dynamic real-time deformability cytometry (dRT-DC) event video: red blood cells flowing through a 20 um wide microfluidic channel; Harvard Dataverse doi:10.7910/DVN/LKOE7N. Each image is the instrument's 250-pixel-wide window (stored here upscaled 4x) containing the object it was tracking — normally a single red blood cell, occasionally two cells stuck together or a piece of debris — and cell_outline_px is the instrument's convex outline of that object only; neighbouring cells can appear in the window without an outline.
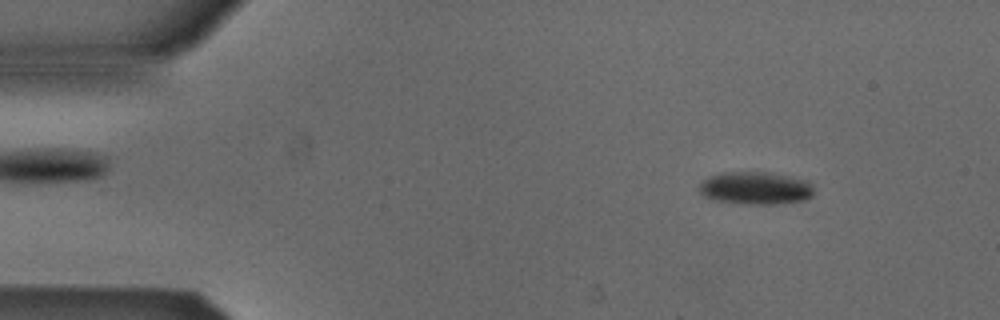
{"species": "Egyptian fruit bat (a non-hibernating species)", "species_latin": "Rousettus aegyptiacus", "temperature_condition": "cold", "stored_images_in_passage": 52, "camera_frame_rate_fps": 3000, "um_per_image_px": 0.085, "animal": {"sex": "male"}, "frame": {"image": 1, "passage_image": 6, "time_ms": 1.667, "image_size_px": [1000, 320], "cell_outline_px": [[812, 196], [804, 200], [772, 204], [744, 204], [716, 200], [704, 196], [696, 188], [708, 176], [720, 172], [768, 172], [788, 176], [804, 180], [812, 188]], "centroid_in_image_um": [64.14, 15.98], "position_along_channel_um": 20.9, "area_um2": 21.68}}
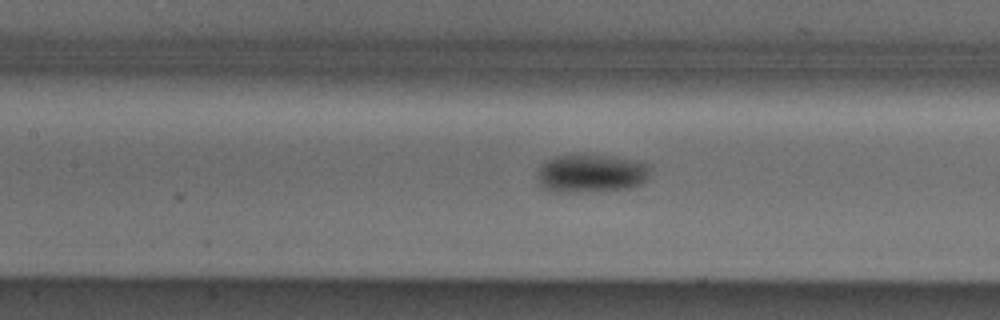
{"frame": {"image": 2, "passage_image": 23, "time_ms": 7.333, "image_size_px": [1000, 320], "cell_outline_px": [[652, 168], [648, 180], [640, 184], [628, 188], [572, 192], [552, 192], [544, 188], [540, 184], [536, 176], [540, 164], [556, 156], [584, 152], [616, 156], [636, 160], [652, 164]], "centroid_in_image_um": [50.28, 14.69], "position_along_channel_um": 157.1, "area_um2": 26.13}}
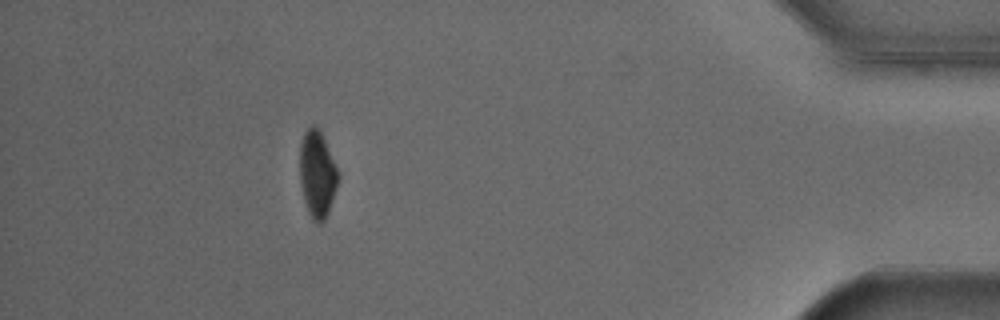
{"frame": {"image": 3, "passage_image": 47, "time_ms": 15.333, "image_size_px": [1000, 320], "cell_outline_px": [[340, 176], [328, 212], [324, 220], [320, 224], [316, 224], [312, 220], [308, 212], [304, 200], [300, 184], [300, 144], [304, 132], [312, 124], [316, 124], [324, 140]], "centroid_in_image_um": [26.95, 14.82], "position_along_channel_um": 408.3, "area_um2": 19.25}}